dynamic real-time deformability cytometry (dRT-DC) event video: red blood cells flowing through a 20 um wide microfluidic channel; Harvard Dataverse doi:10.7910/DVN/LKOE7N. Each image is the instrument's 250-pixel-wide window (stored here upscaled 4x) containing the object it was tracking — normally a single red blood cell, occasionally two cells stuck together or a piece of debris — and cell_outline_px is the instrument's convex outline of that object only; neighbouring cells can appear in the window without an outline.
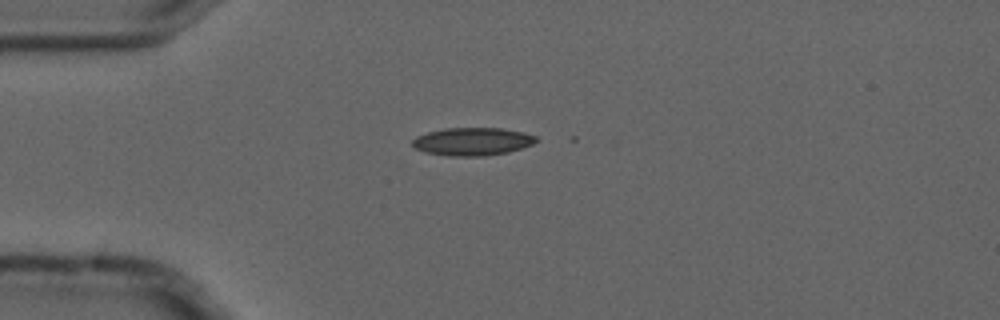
{"species": "common noctule bat (a hibernating species)", "species_latin": "Nyctalus noctula", "temperature_condition": "cold", "stored_images_in_passage": 3, "camera_frame_rate_fps": 3000, "um_per_image_px": 0.085, "animal": {"sex": "male", "forearm_length_mm": 52.5}, "frame": {"image": 1, "passage_image": 1, "time_ms": 0.0, "image_size_px": [1000, 320], "cell_outline_px": [[536, 140], [532, 144], [508, 152], [484, 156], [448, 156], [424, 152], [416, 148], [412, 144], [412, 140], [416, 136], [428, 132], [444, 128], [500, 128], [524, 132], [536, 136]], "centroid_in_image_um": [40.12, 12.03], "position_along_channel_um": 44.9, "area_um2": 20.06}}
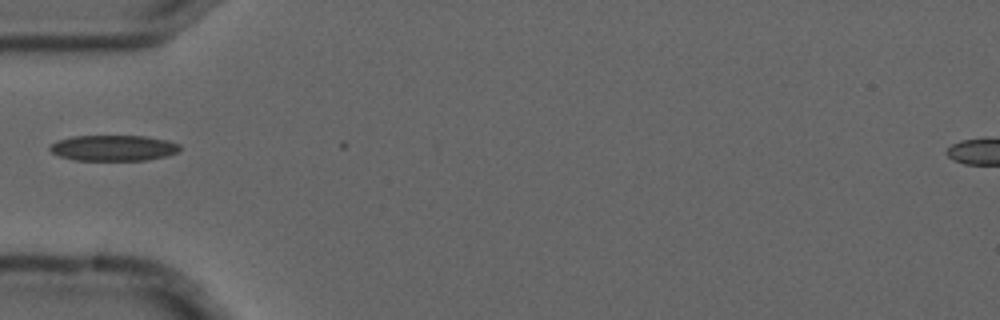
{"frame": {"image": 2, "passage_image": 2, "time_ms": 0.333, "image_size_px": [1000, 320], "cell_outline_px": [[180, 148], [176, 152], [164, 156], [144, 160], [72, 160], [60, 156], [52, 152], [48, 148], [56, 140], [72, 136], [144, 136], [168, 140], [180, 144]], "centroid_in_image_um": [9.61, 12.57], "position_along_channel_um": 75.4, "area_um2": 19.42}}